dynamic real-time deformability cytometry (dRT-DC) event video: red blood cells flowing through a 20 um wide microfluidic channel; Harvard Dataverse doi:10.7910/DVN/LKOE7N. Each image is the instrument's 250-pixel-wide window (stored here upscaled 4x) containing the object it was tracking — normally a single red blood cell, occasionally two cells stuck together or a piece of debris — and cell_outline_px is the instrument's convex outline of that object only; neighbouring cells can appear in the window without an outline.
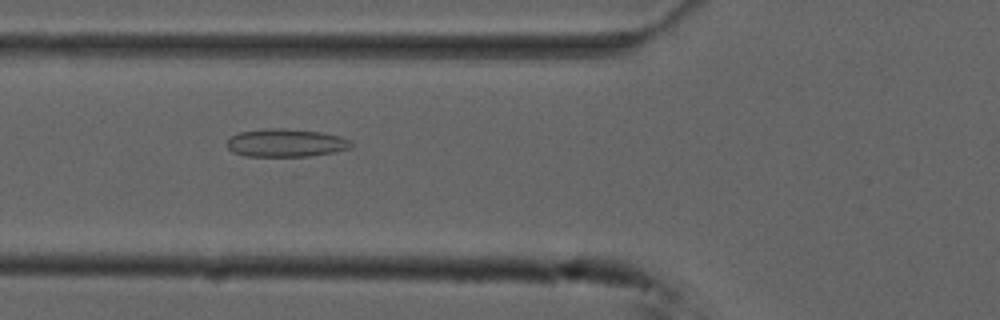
{"species": "common noctule bat (a hibernating species)", "species_latin": "Nyctalus noctula", "temperature_condition": "cold", "stored_images_in_passage": 43, "camera_frame_rate_fps": 3000, "um_per_image_px": 0.085, "animal": {"sex": "male", "forearm_length_mm": 52.5}, "frame": {"image": 1, "passage_image": 9, "time_ms": 2.667, "image_size_px": [1000, 320], "cell_outline_px": [[352, 148], [336, 152], [308, 156], [244, 156], [232, 152], [224, 144], [232, 136], [240, 132], [264, 128], [284, 128], [320, 132], [340, 136], [352, 140]], "centroid_in_image_um": [24.3, 12.14], "position_along_channel_um": 101.5, "area_um2": 20.52}}
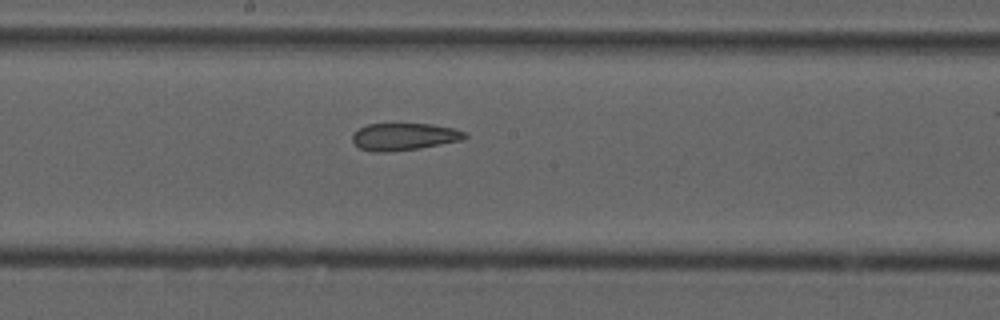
{"frame": {"image": 2, "passage_image": 18, "time_ms": 5.667, "image_size_px": [1000, 320], "cell_outline_px": [[468, 136], [464, 140], [420, 148], [388, 152], [372, 152], [360, 148], [352, 140], [352, 136], [360, 128], [368, 124], [432, 124], [456, 128], [464, 132]], "centroid_in_image_um": [34.39, 11.62], "position_along_channel_um": 213.8, "area_um2": 17.86}}
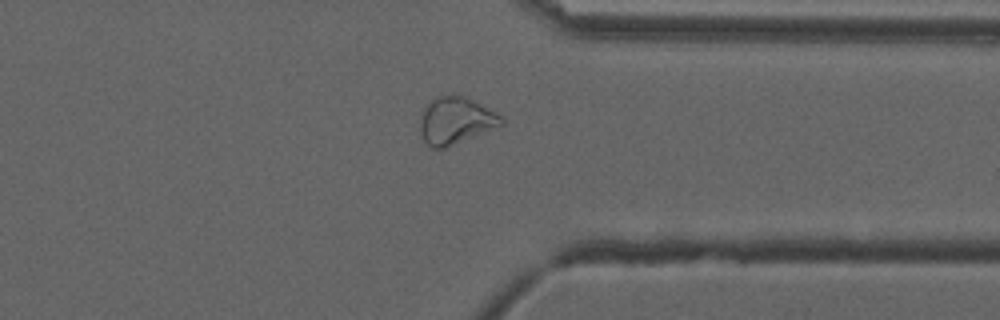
{"frame": {"image": 3, "passage_image": 31, "time_ms": 10.0, "image_size_px": [1000, 320], "cell_outline_px": [[504, 124], [500, 128], [444, 148], [432, 148], [424, 140], [420, 132], [420, 124], [424, 112], [428, 104], [436, 96], [464, 96], [504, 116]], "centroid_in_image_um": [38.81, 10.28], "position_along_channel_um": 372.6, "area_um2": 22.2}, "authors_computed_cell_mechanics": {"area_um2": 20.1722, "velocity_mm_per_s": 3.7346, "shape_relaxation_time_tau1_ms": null, "shape_relaxation_time_tau2_ms": 2.9587, "deformation_change_tau1": null, "deformation_change_tau2": 0.1041}}